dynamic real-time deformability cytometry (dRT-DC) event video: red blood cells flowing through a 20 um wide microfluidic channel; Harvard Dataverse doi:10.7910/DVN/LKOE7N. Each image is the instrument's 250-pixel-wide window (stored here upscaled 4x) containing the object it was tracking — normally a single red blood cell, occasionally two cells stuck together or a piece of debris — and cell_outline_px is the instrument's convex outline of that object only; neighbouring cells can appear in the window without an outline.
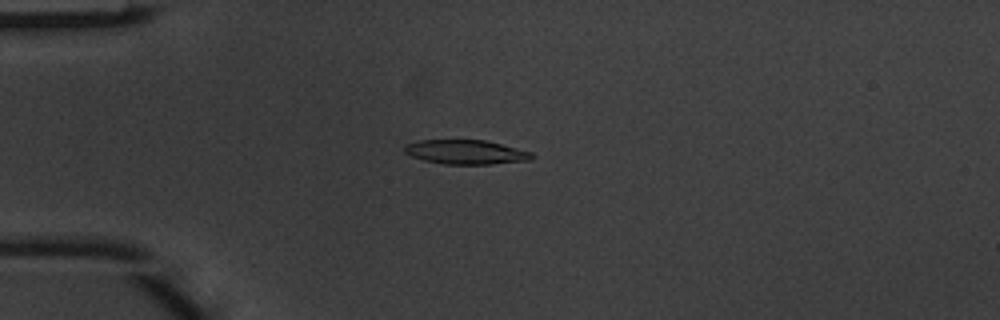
{"species": "common noctule bat (a hibernating species)", "species_latin": "Nyctalus noctula", "temperature_condition": "warm", "stored_images_in_passage": 2, "camera_frame_rate_fps": 3000, "um_per_image_px": 0.085, "animal": {"sex": "male", "body_mass_g": 20.1, "forearm_length_mm": 53.5}, "frame": {"image": 1, "passage_image": 1, "time_ms": 0.0, "image_size_px": [1000, 320], "cell_outline_px": [[536, 156], [532, 160], [492, 164], [444, 164], [424, 160], [412, 156], [404, 152], [404, 144], [420, 140], [484, 140], [532, 152]], "centroid_in_image_um": [39.61, 12.93], "position_along_channel_um": 45.4, "area_um2": 18.03}}